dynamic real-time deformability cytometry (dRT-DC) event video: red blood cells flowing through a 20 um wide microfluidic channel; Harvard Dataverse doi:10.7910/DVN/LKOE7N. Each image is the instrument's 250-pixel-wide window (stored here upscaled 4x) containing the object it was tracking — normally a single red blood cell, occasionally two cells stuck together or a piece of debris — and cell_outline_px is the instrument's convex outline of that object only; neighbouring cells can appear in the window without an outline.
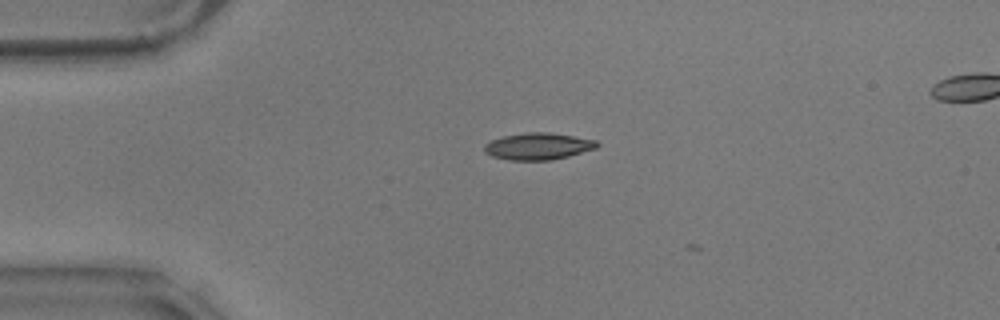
{"species": "common noctule bat (a hibernating species)", "species_latin": "Nyctalus noctula", "temperature_condition": "warm", "stored_images_in_passage": 4, "camera_frame_rate_fps": 3000, "um_per_image_px": 0.085, "animal": {"sex": "male", "body_mass_g": 17.9}, "frame": {"image": 1, "passage_image": 2, "time_ms": 0.333, "image_size_px": [1000, 320], "cell_outline_px": [[600, 144], [596, 148], [568, 156], [552, 160], [508, 160], [492, 156], [484, 152], [484, 144], [492, 140], [504, 136], [528, 132], [548, 132], [596, 140]], "centroid_in_image_um": [45.73, 12.44], "position_along_channel_um": 39.3, "area_um2": 17.51}}